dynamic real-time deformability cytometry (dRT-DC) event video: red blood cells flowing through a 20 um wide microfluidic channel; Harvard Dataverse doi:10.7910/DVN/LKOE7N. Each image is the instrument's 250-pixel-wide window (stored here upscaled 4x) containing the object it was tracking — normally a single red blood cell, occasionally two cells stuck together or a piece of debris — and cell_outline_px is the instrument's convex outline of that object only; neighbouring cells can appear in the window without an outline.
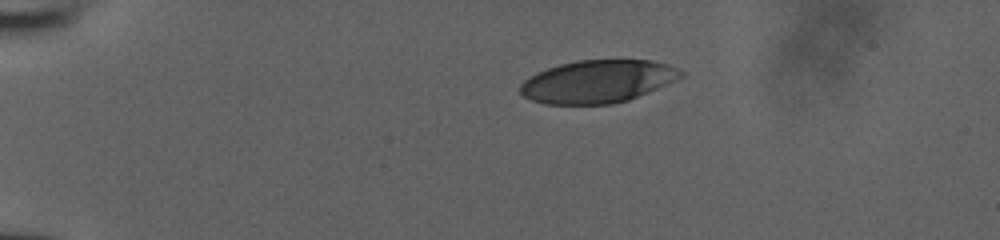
{"species": "human", "species_latin": "Homo sapiens", "temperature_condition": "room temperature", "stored_images_in_passage": 33, "camera_frame_rate_fps": 3000, "um_per_image_px": 0.085, "donor": {"sex": "male"}, "frame": {"image": 1, "passage_image": 1, "time_ms": 0.0, "image_size_px": [1000, 240], "cell_outline_px": [[684, 76], [628, 100], [612, 104], [544, 104], [532, 100], [524, 96], [520, 92], [520, 84], [524, 80], [536, 72], [560, 64], [580, 60], [652, 60], [668, 64], [680, 68], [684, 72]], "centroid_in_image_um": [50.8, 6.92], "position_along_channel_um": 34.2, "area_um2": 39.88}}
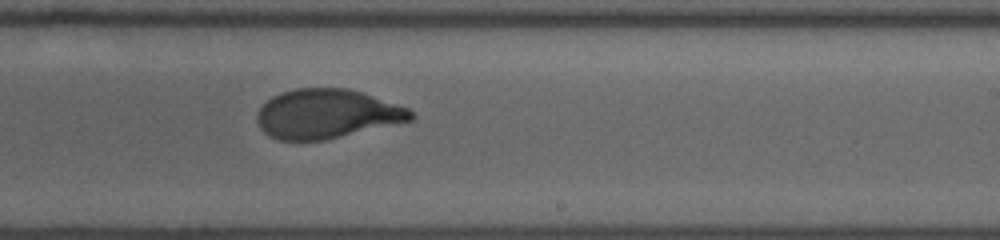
{"frame": {"image": 2, "passage_image": 19, "time_ms": 6.0, "image_size_px": [1000, 240], "cell_outline_px": [[416, 116], [412, 120], [324, 140], [280, 140], [268, 136], [260, 128], [256, 120], [256, 116], [260, 108], [272, 96], [280, 92], [296, 88], [348, 88], [364, 92], [408, 108]], "centroid_in_image_um": [27.76, 9.67], "position_along_channel_um": 261.2, "area_um2": 44.1}}
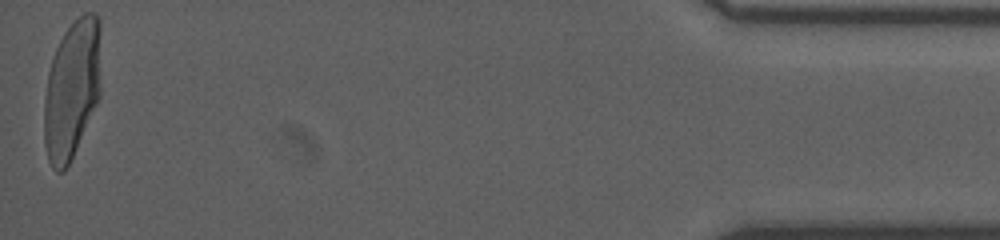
{"frame": {"image": 3, "passage_image": 33, "time_ms": 10.667, "image_size_px": [1000, 240], "cell_outline_px": [[100, 96], [72, 156], [64, 172], [56, 172], [52, 168], [48, 160], [44, 144], [44, 100], [48, 72], [56, 48], [64, 32], [84, 12], [96, 12], [100, 20]], "centroid_in_image_um": [6.11, 7.58], "position_along_channel_um": 429.1, "area_um2": 46.01}}